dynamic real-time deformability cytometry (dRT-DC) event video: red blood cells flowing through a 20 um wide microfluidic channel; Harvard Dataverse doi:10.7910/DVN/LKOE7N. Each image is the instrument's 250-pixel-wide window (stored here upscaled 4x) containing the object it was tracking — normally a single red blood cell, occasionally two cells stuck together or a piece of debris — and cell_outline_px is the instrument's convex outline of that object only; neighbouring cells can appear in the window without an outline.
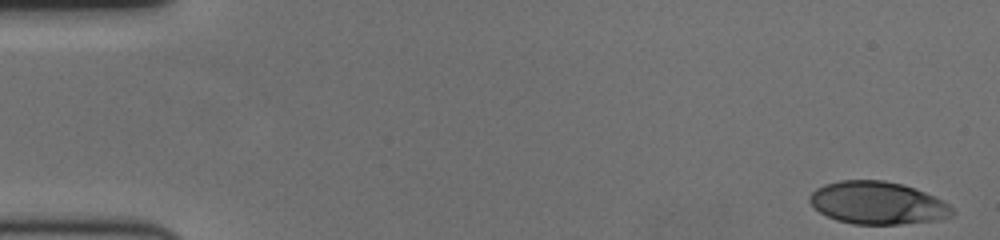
{"species": "human", "species_latin": "Homo sapiens", "temperature_condition": "cold", "stored_images_in_passage": 58, "camera_frame_rate_fps": 3000, "um_per_image_px": 0.085, "donor": {"sex": "female"}, "frame": {"image": 1, "passage_image": 1, "time_ms": 0.0, "image_size_px": [1000, 240], "cell_outline_px": [[952, 216], [940, 220], [900, 224], [852, 224], [836, 220], [812, 208], [808, 200], [808, 196], [816, 188], [824, 184], [840, 180], [884, 180], [904, 184], [944, 200], [952, 208]], "centroid_in_image_um": [74.57, 17.25], "position_along_channel_um": 10.4, "area_um2": 35.72}}
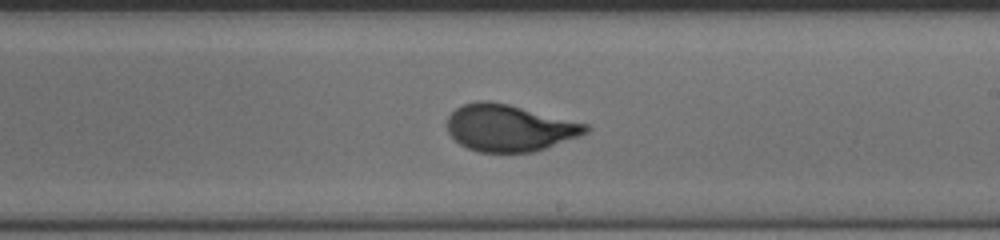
{"frame": {"image": 2, "passage_image": 34, "time_ms": 11.0, "image_size_px": [1000, 240], "cell_outline_px": [[592, 128], [588, 132], [580, 136], [536, 152], [480, 152], [468, 148], [460, 144], [448, 132], [448, 116], [456, 108], [464, 104], [476, 100], [488, 100], [508, 104], [588, 124]], "centroid_in_image_um": [43.32, 10.87], "position_along_channel_um": 245.7, "area_um2": 37.8}}
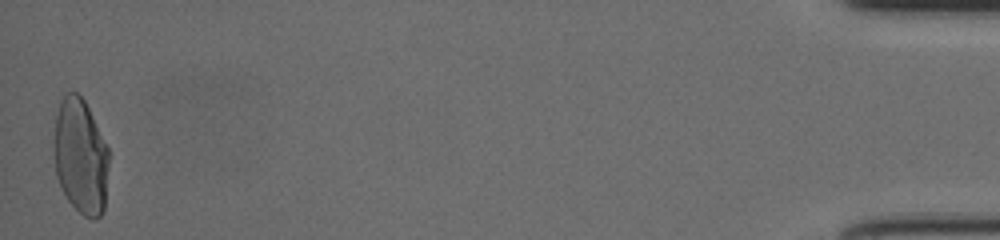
{"frame": {"image": 3, "passage_image": 58, "time_ms": 19.0, "image_size_px": [1000, 240], "cell_outline_px": [[108, 164], [104, 212], [96, 220], [92, 220], [84, 216], [68, 200], [56, 176], [56, 116], [60, 100], [68, 92], [76, 92], [84, 100], [108, 148]], "centroid_in_image_um": [6.88, 13.33], "position_along_channel_um": 428.3, "area_um2": 36.18}, "authors_computed_cell_mechanics": {"area_um2": 36.6741, "velocity_mm_per_s": 3.4734, "shape_relaxation_time_tau1_ms": 7.0121, "shape_relaxation_time_tau2_ms": null, "deformation_change_tau1": 0.2518, "deformation_change_tau2": null}}